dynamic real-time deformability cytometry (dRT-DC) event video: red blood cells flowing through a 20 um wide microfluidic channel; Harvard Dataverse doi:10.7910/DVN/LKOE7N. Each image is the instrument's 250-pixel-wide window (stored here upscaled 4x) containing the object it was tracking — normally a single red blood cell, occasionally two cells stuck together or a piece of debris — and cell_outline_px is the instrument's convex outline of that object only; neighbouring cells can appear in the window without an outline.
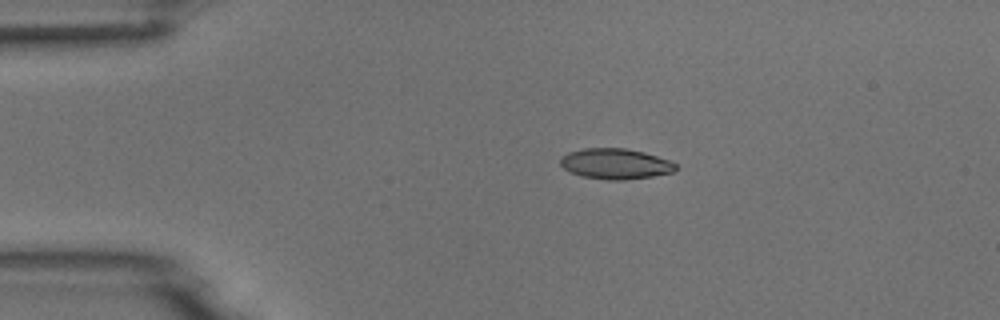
{"species": "common noctule bat (a hibernating species)", "species_latin": "Nyctalus noctula", "temperature_condition": "room temperature", "stored_images_in_passage": 6, "camera_frame_rate_fps": 3000, "um_per_image_px": 0.085, "animal": {"sex": "male", "body_mass_g": 18.8}, "frame": {"image": 1, "passage_image": 3, "time_ms": 0.667, "image_size_px": [1000, 320], "cell_outline_px": [[676, 168], [672, 172], [652, 176], [624, 180], [608, 180], [580, 176], [564, 168], [560, 164], [560, 156], [568, 152], [584, 148], [624, 148], [644, 152], [668, 160], [676, 164]], "centroid_in_image_um": [52.27, 13.92], "position_along_channel_um": 32.7, "area_um2": 20.46}}
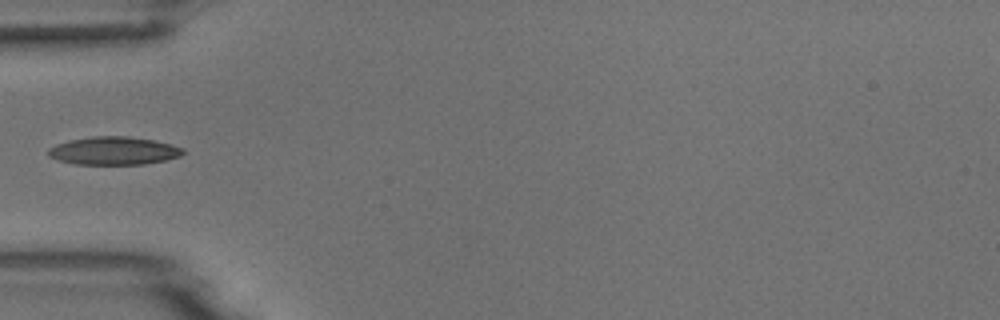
{"frame": {"image": 2, "passage_image": 5, "time_ms": 1.333, "image_size_px": [1000, 320], "cell_outline_px": [[184, 152], [180, 156], [164, 160], [144, 164], [76, 164], [60, 160], [48, 156], [48, 148], [56, 144], [68, 140], [92, 136], [128, 136], [152, 140], [172, 144], [184, 148]], "centroid_in_image_um": [9.66, 12.81], "position_along_channel_um": 75.3, "area_um2": 21.96}}